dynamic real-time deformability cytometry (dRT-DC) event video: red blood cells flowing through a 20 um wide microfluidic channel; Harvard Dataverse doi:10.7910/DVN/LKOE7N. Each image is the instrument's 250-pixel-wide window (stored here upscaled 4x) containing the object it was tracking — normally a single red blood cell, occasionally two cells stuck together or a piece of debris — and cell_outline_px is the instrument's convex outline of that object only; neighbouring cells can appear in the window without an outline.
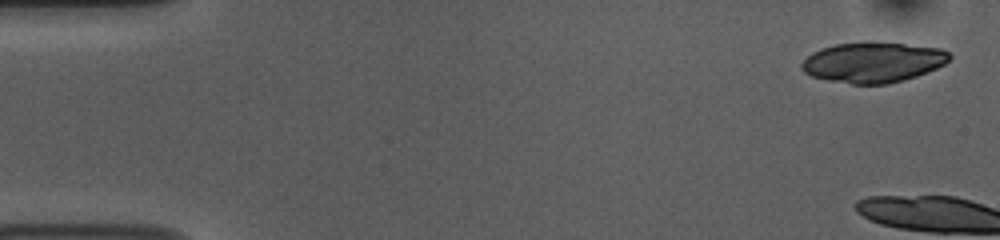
{"species": "common noctule bat (a hibernating species)", "species_latin": "Nyctalus noctula", "temperature_condition": "room temperature", "stored_images_in_passage": 4, "camera_frame_rate_fps": 3000, "um_per_image_px": 0.085, "animal": {"sex": "female", "body_mass_g": 10.0, "forearm_length_mm": 53.1}, "frame": {"image": 1, "passage_image": 2, "time_ms": 0.333, "image_size_px": [1000, 240], "cell_outline_px": [[952, 56], [944, 64], [936, 68], [916, 76], [904, 80], [888, 84], [852, 84], [828, 80], [812, 76], [804, 72], [800, 68], [800, 64], [812, 52], [836, 44], [864, 40], [904, 44], [940, 48], [948, 52]], "centroid_in_image_um": [74.19, 5.28], "position_along_channel_um": 10.8, "area_um2": 34.91}}